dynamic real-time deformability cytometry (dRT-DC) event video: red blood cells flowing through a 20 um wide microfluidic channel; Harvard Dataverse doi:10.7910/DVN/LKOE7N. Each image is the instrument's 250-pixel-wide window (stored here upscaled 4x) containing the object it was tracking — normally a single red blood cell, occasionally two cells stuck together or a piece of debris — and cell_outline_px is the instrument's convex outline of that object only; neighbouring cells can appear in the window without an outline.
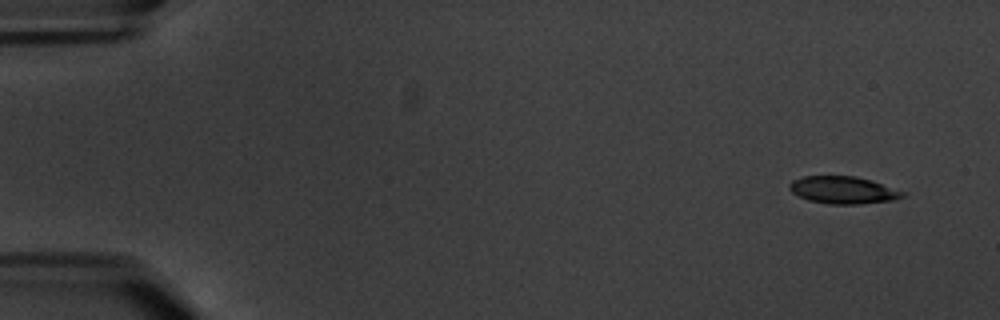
{"species": "common noctule bat (a hibernating species)", "species_latin": "Nyctalus noctula", "temperature_condition": "warm", "stored_images_in_passage": 5, "camera_frame_rate_fps": 3000, "um_per_image_px": 0.085, "animal": {"sex": "male", "body_mass_g": 20.1, "forearm_length_mm": 53.5}, "frame": {"image": 1, "passage_image": 1, "time_ms": 0.0, "image_size_px": [1000, 320], "cell_outline_px": [[904, 196], [896, 200], [860, 204], [828, 204], [808, 200], [792, 192], [788, 188], [788, 184], [792, 180], [804, 176], [856, 176], [872, 180], [904, 192]], "centroid_in_image_um": [71.66, 16.15], "position_along_channel_um": 13.3, "area_um2": 18.09}}
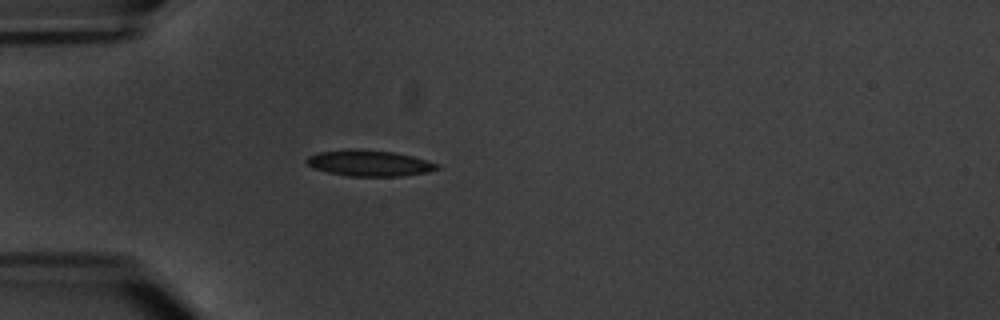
{"frame": {"image": 2, "passage_image": 5, "time_ms": 4.667, "image_size_px": [1000, 320], "cell_outline_px": [[440, 168], [428, 172], [404, 176], [348, 176], [328, 172], [312, 168], [304, 160], [308, 156], [320, 152], [348, 148], [356, 148], [396, 152], [412, 156], [440, 164]], "centroid_in_image_um": [31.39, 13.86], "position_along_channel_um": 53.6, "area_um2": 20.06}}